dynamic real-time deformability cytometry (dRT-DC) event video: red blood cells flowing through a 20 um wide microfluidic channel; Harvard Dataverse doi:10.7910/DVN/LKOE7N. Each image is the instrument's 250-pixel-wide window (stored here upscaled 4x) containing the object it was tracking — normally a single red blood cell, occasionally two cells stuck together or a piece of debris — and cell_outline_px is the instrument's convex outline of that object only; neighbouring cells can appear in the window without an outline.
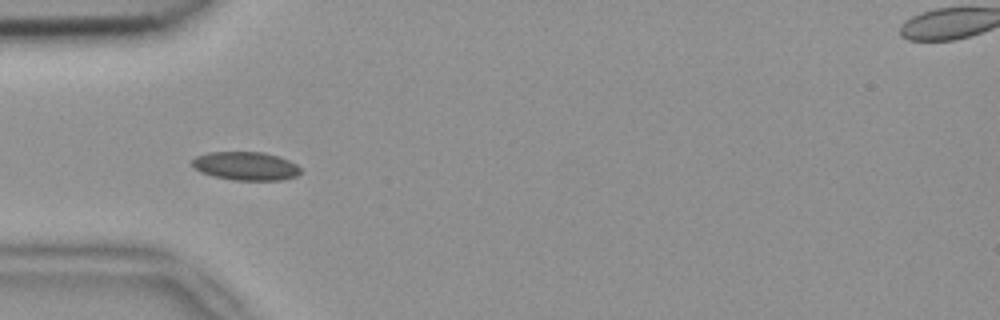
{"species": "common noctule bat (a hibernating species)", "species_latin": "Nyctalus noctula", "temperature_condition": "room temperature", "stored_images_in_passage": 5, "camera_frame_rate_fps": 3000, "um_per_image_px": 0.085, "animal": {"sex": "female", "body_mass_g": 18.4}, "frame": {"image": 1, "passage_image": 3, "time_ms": 0.667, "image_size_px": [1000, 320], "cell_outline_px": [[300, 172], [296, 176], [284, 180], [232, 180], [212, 176], [200, 172], [192, 168], [192, 160], [196, 156], [208, 152], [264, 152], [288, 160], [296, 164], [300, 168]], "centroid_in_image_um": [20.85, 14.12], "position_along_channel_um": 64.2, "area_um2": 18.09}}